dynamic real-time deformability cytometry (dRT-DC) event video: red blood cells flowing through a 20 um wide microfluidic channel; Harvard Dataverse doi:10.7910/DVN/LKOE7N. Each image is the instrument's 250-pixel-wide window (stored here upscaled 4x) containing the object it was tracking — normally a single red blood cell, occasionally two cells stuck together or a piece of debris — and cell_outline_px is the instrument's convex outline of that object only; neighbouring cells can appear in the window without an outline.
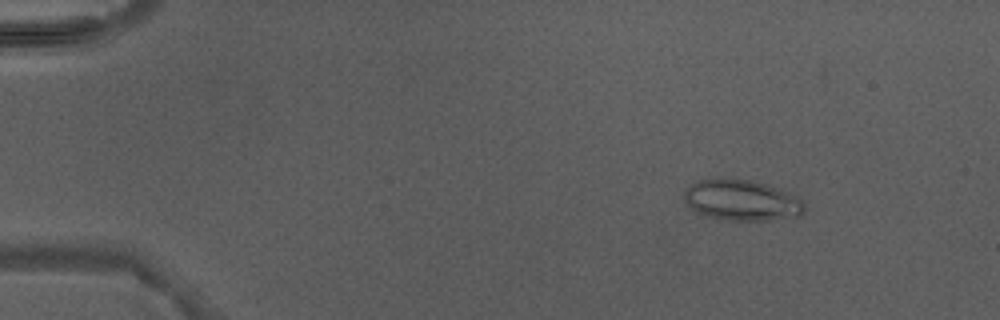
{"species": "Egyptian fruit bat (a non-hibernating species)", "species_latin": "Rousettus aegyptiacus", "temperature_condition": "warm", "stored_images_in_passage": 4, "camera_frame_rate_fps": 3000, "um_per_image_px": 0.085, "animal": {"sex": "male"}, "frame": {"image": 1, "passage_image": 2, "time_ms": 1.0, "image_size_px": [1000, 320], "cell_outline_px": [[804, 212], [800, 216], [768, 220], [728, 220], [704, 216], [696, 212], [688, 204], [684, 196], [684, 192], [692, 184], [700, 180], [716, 176], [752, 180], [776, 188], [796, 196], [804, 204]], "centroid_in_image_um": [63.02, 17.0], "position_along_channel_um": 22.0, "area_um2": 28.67}}